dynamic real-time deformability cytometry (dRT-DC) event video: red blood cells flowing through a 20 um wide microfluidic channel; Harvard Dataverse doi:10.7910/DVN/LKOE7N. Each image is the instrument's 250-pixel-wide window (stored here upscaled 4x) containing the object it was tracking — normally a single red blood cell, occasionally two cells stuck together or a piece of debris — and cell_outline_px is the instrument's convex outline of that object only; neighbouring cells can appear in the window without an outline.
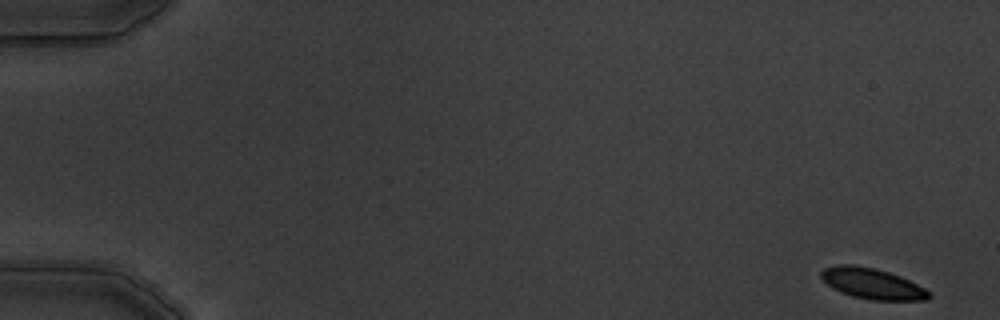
{"species": "common noctule bat (a hibernating species)", "species_latin": "Nyctalus noctula", "temperature_condition": "warm", "stored_images_in_passage": 15, "camera_frame_rate_fps": 3000, "um_per_image_px": 0.085, "animal": {"sex": "male", "body_mass_g": 19.5, "forearm_length_mm": 54.6}, "frame": {"image": 1, "passage_image": 1, "time_ms": 0.0, "image_size_px": [1000, 320], "cell_outline_px": [[932, 296], [928, 300], [872, 300], [852, 296], [840, 292], [832, 288], [820, 276], [820, 272], [824, 268], [840, 264], [856, 264], [876, 268], [900, 276], [932, 292]], "centroid_in_image_um": [74.14, 24.1], "position_along_channel_um": 10.9, "area_um2": 19.42}}
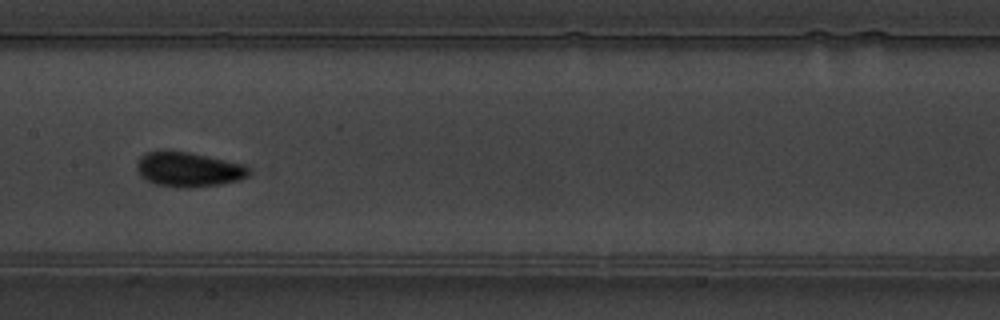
{"frame": {"image": 2, "passage_image": 8, "time_ms": 9.0, "image_size_px": [1000, 320], "cell_outline_px": [[252, 172], [248, 176], [240, 180], [220, 184], [188, 188], [176, 188], [156, 184], [140, 176], [136, 168], [136, 164], [140, 156], [144, 152], [164, 148], [188, 152], [244, 164]], "centroid_in_image_um": [15.97, 14.38], "position_along_channel_um": 191.4, "area_um2": 23.18}}
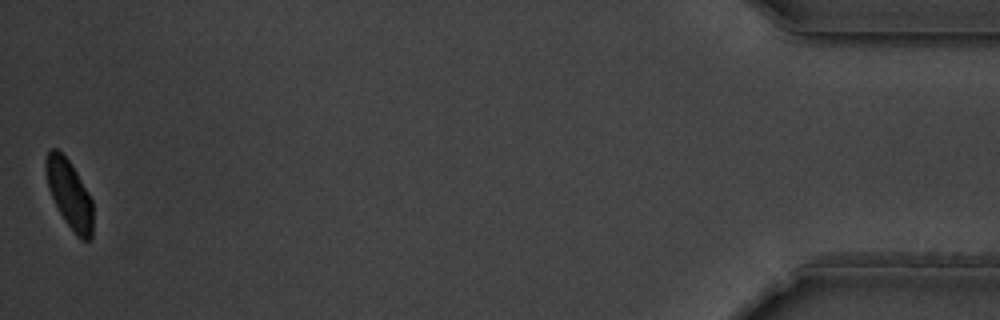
{"frame": {"image": 3, "passage_image": 15, "time_ms": 17.667, "image_size_px": [1000, 320], "cell_outline_px": [[92, 236], [88, 240], [84, 240], [68, 224], [60, 212], [48, 188], [44, 168], [44, 160], [48, 152], [52, 148], [56, 148], [72, 164], [88, 192], [92, 200]], "centroid_in_image_um": [5.88, 16.42], "position_along_channel_um": 429.3, "area_um2": 18.32}, "authors_computed_cell_mechanics": {"area_um2": 20.4612, "velocity_mm_per_s": 3.7235, "shape_relaxation_time_tau1_ms": 1.7831, "shape_relaxation_time_tau2_ms": null, "deformation_change_tau1": 0.0603, "deformation_change_tau2": null}}